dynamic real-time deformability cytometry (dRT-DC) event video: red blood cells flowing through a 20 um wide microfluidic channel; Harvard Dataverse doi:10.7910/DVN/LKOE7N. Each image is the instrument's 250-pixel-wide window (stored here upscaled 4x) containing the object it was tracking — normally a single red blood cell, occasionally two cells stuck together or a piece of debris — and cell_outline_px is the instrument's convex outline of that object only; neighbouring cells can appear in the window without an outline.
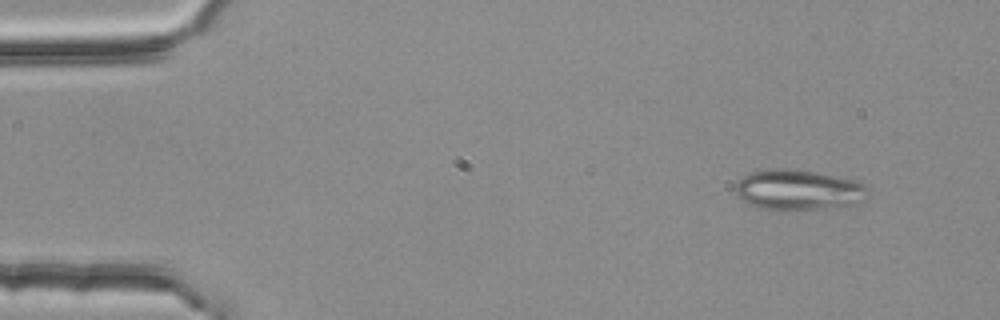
{"species": "common noctule bat (a hibernating species)", "species_latin": "Nyctalus noctula", "temperature_condition": "room temperature", "stored_images_in_passage": 4, "camera_frame_rate_fps": 3000, "um_per_image_px": 0.085, "animal": {"sex": "female", "body_mass_g": 25.1}, "frame": {"image": 1, "passage_image": 1, "time_ms": 0.0, "image_size_px": [1000, 320], "cell_outline_px": [[868, 188], [864, 200], [856, 204], [824, 208], [756, 208], [740, 200], [736, 196], [736, 184], [744, 176], [752, 172], [772, 168], [788, 168], [816, 172], [856, 180], [864, 184]], "centroid_in_image_um": [67.85, 16.11], "position_along_channel_um": 17.1, "area_um2": 30.81}}